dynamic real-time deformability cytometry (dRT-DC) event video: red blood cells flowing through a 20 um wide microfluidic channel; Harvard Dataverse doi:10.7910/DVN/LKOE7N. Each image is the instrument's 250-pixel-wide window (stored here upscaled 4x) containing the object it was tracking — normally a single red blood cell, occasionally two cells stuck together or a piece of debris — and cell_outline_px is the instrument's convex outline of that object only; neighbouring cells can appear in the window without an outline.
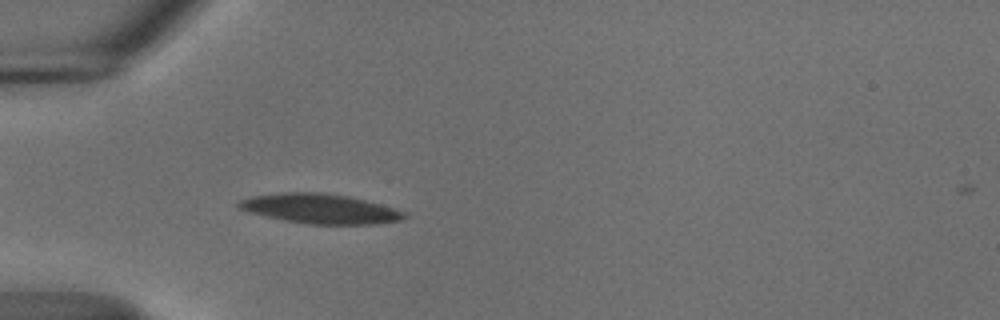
{"species": "common noctule bat (a hibernating species)", "species_latin": "Nyctalus noctula", "temperature_condition": "cold", "stored_images_in_passage": 18, "camera_frame_rate_fps": 3000, "um_per_image_px": 0.085, "animal": {"sex": "male", "body_mass_g": 18.8}, "frame": {"image": 1, "passage_image": 4, "time_ms": 1.0, "image_size_px": [1000, 320], "cell_outline_px": [[408, 216], [404, 220], [376, 224], [308, 224], [284, 220], [248, 212], [240, 208], [236, 204], [240, 200], [252, 196], [280, 192], [320, 192], [348, 196], [364, 200], [392, 208], [404, 212]], "centroid_in_image_um": [27.2, 17.74], "position_along_channel_um": 57.8, "area_um2": 28.5}}
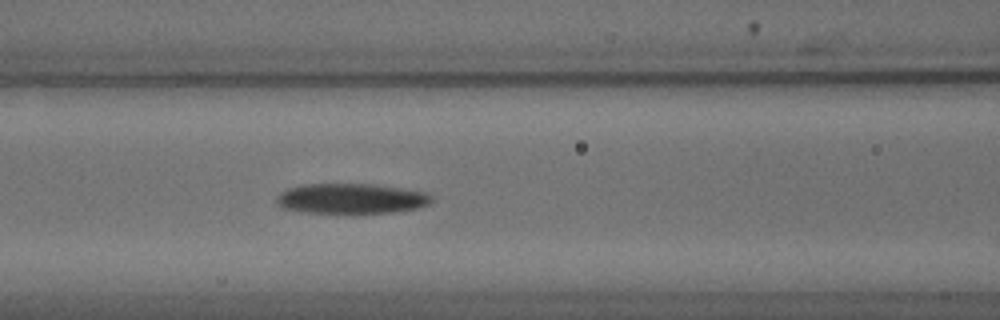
{"frame": {"image": 2, "passage_image": 11, "time_ms": 3.333, "image_size_px": [1000, 320], "cell_outline_px": [[432, 200], [428, 204], [416, 208], [392, 212], [304, 212], [280, 208], [276, 204], [276, 196], [280, 192], [288, 188], [304, 184], [372, 184], [428, 192], [432, 196]], "centroid_in_image_um": [29.8, 16.87], "position_along_channel_um": 136.8, "area_um2": 27.11}}
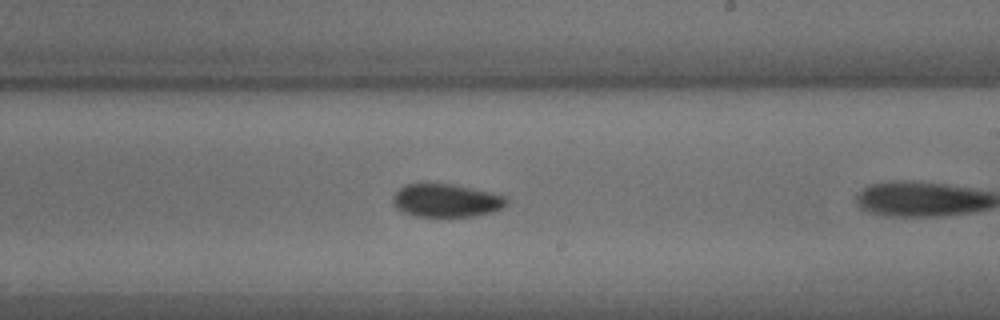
{"frame": {"image": 3, "passage_image": 17, "time_ms": 5.333, "image_size_px": [1000, 320], "cell_outline_px": [[508, 200], [504, 208], [472, 216], [412, 216], [396, 208], [392, 204], [392, 196], [404, 184], [428, 180], [452, 184], [492, 192], [508, 196]], "centroid_in_image_um": [37.88, 16.99], "position_along_channel_um": 251.1, "area_um2": 22.66}}